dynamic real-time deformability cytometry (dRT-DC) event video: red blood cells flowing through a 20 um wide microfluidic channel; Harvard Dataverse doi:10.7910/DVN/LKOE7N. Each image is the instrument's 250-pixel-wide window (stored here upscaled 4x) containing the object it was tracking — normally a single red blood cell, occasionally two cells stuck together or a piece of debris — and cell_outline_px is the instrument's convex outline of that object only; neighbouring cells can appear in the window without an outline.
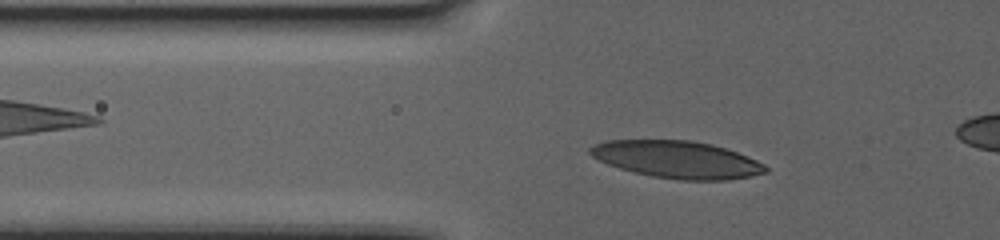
{"species": "human", "species_latin": "Homo sapiens", "temperature_condition": "warm", "stored_images_in_passage": 52, "camera_frame_rate_fps": 3000, "um_per_image_px": 0.085, "donor": {"sex": "female"}, "frame": {"image": 1, "passage_image": 2, "time_ms": 0.333, "image_size_px": [1000, 240], "cell_outline_px": [[768, 172], [752, 176], [728, 180], [680, 180], [652, 176], [620, 168], [608, 164], [592, 156], [588, 152], [588, 148], [592, 144], [608, 140], [692, 140], [712, 144], [748, 156], [764, 164], [768, 168]], "centroid_in_image_um": [57.56, 13.55], "position_along_channel_um": 68.2, "area_um2": 38.09}}
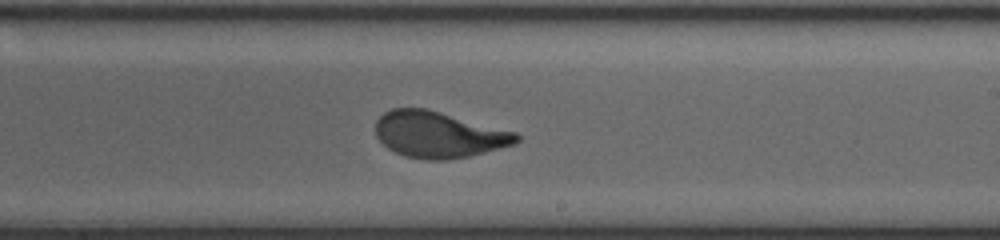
{"frame": {"image": 2, "passage_image": 26, "time_ms": 8.333, "image_size_px": [1000, 240], "cell_outline_px": [[520, 140], [516, 144], [468, 156], [448, 160], [424, 160], [404, 156], [388, 148], [376, 136], [376, 120], [384, 112], [392, 108], [428, 108], [516, 132], [520, 136]], "centroid_in_image_um": [37.29, 11.43], "position_along_channel_um": 251.7, "area_um2": 38.09}}
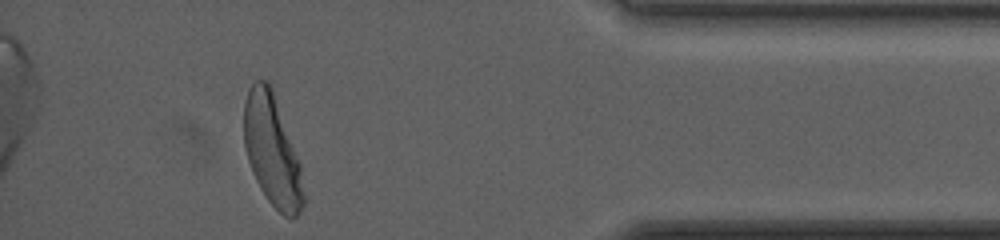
{"frame": {"image": 3, "passage_image": 49, "time_ms": 16.0, "image_size_px": [1000, 240], "cell_outline_px": [[304, 204], [300, 212], [292, 220], [284, 216], [268, 200], [260, 188], [252, 172], [248, 160], [244, 144], [244, 104], [248, 88], [256, 80], [264, 80], [272, 88], [300, 164], [304, 196]], "centroid_in_image_um": [23.12, 12.83], "position_along_channel_um": 412.1, "area_um2": 38.15}}